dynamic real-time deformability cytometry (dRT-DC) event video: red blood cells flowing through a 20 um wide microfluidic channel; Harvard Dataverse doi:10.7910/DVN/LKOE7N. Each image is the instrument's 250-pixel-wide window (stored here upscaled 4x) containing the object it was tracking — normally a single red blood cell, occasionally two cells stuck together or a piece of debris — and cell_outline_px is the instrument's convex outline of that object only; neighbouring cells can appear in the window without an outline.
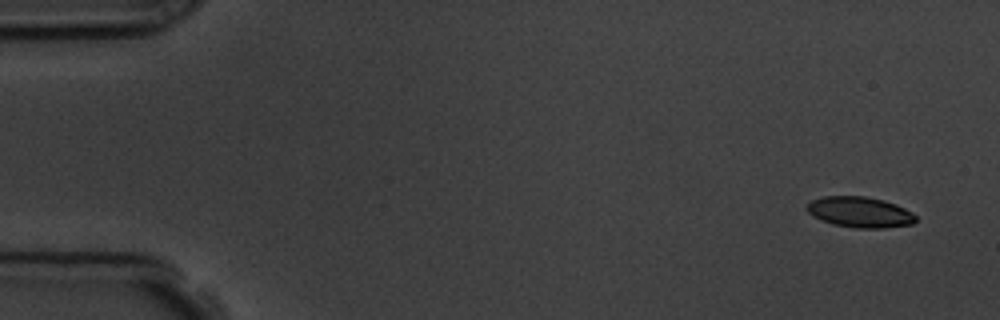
{"species": "common noctule bat (a hibernating species)", "species_latin": "Nyctalus noctula", "temperature_condition": "room temperature", "stored_images_in_passage": 5, "camera_frame_rate_fps": 3000, "um_per_image_px": 0.085, "animal": {"sex": "male", "body_mass_g": 19.5, "forearm_length_mm": 54.6}, "frame": {"image": 1, "passage_image": 1, "time_ms": 0.0, "image_size_px": [1000, 320], "cell_outline_px": [[916, 220], [912, 224], [884, 228], [856, 228], [832, 224], [820, 220], [812, 216], [804, 208], [812, 200], [824, 196], [864, 196], [884, 200], [896, 204], [912, 212], [916, 216]], "centroid_in_image_um": [73.07, 18.03], "position_along_channel_um": 11.9, "area_um2": 19.59}}
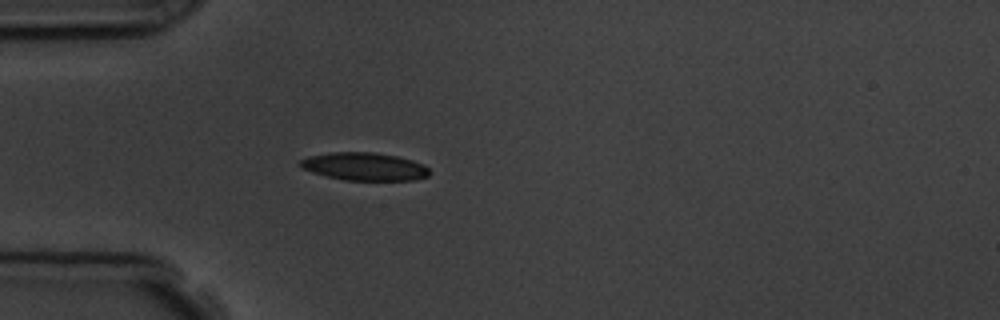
{"frame": {"image": 2, "passage_image": 5, "time_ms": 4.333, "image_size_px": [1000, 320], "cell_outline_px": [[432, 172], [428, 176], [416, 180], [344, 180], [312, 172], [300, 168], [300, 160], [308, 156], [332, 152], [376, 152], [396, 156], [412, 160], [424, 164]], "centroid_in_image_um": [31.0, 14.15], "position_along_channel_um": 54.0, "area_um2": 21.1}}